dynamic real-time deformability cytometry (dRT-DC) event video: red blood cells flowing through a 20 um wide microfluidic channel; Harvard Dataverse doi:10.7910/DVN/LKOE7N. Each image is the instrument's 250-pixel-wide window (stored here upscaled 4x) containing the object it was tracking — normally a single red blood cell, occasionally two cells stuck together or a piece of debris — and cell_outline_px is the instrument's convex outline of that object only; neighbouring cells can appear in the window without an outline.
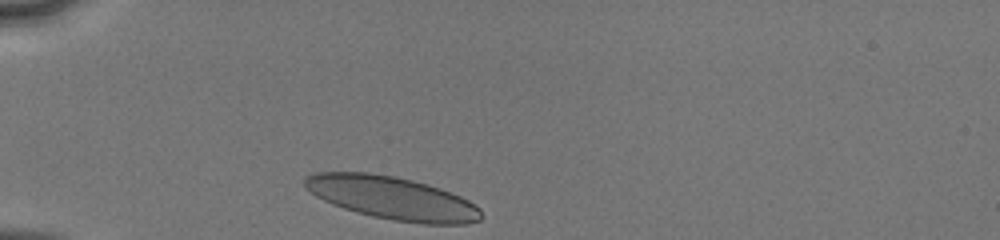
{"species": "human", "species_latin": "Homo sapiens", "temperature_condition": "cold", "stored_images_in_passage": 29, "camera_frame_rate_fps": 3000, "um_per_image_px": 0.085, "donor": {"sex": "male"}, "frame": {"image": 1, "passage_image": 1, "time_ms": 0.0, "image_size_px": [1000, 240], "cell_outline_px": [[484, 216], [480, 220], [468, 224], [424, 224], [392, 220], [372, 216], [356, 212], [332, 204], [316, 196], [304, 188], [304, 180], [308, 176], [316, 172], [368, 172], [396, 176], [428, 184], [452, 192], [468, 200], [480, 208]], "centroid_in_image_um": [33.36, 16.83], "position_along_channel_um": 51.6, "area_um2": 44.45}}
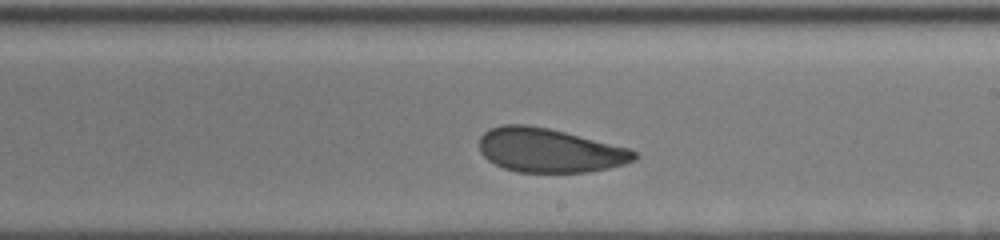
{"frame": {"image": 2, "passage_image": 17, "time_ms": 5.333, "image_size_px": [1000, 240], "cell_outline_px": [[640, 156], [636, 160], [624, 164], [608, 168], [584, 172], [516, 172], [504, 168], [488, 160], [480, 152], [480, 136], [488, 128], [500, 124], [524, 124], [548, 128], [628, 148], [636, 152]], "centroid_in_image_um": [46.68, 12.77], "position_along_channel_um": 242.3, "area_um2": 39.71}}
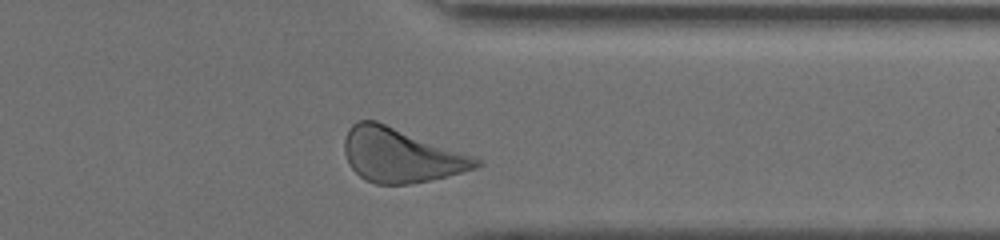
{"frame": {"image": 3, "passage_image": 27, "time_ms": 8.667, "image_size_px": [1000, 240], "cell_outline_px": [[484, 164], [476, 168], [428, 180], [408, 184], [376, 184], [364, 180], [348, 164], [344, 152], [344, 140], [348, 128], [356, 120], [376, 120], [472, 156], [480, 160]], "centroid_in_image_um": [33.99, 13.19], "position_along_channel_um": 377.4, "area_um2": 41.1}, "authors_computed_cell_mechanics": {"area_um2": 40.2288, "velocity_mm_per_s": 4.0654, "shape_relaxation_time_tau1_ms": 3.5342, "shape_relaxation_time_tau2_ms": 1.2078, "deformation_change_tau1": 0.0932, "deformation_change_tau2": 0.0584}}